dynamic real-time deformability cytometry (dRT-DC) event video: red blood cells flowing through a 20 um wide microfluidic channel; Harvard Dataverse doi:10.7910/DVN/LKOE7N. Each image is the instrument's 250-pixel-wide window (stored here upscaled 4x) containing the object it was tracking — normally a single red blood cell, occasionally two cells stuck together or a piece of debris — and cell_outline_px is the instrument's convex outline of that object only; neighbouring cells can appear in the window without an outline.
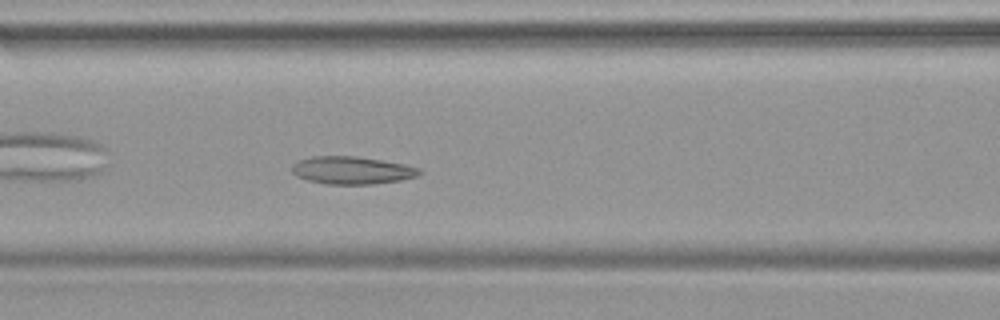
{"species": "common noctule bat (a hibernating species)", "species_latin": "Nyctalus noctula", "temperature_condition": "warm", "stored_images_in_passage": 32, "camera_frame_rate_fps": 3000, "um_per_image_px": 0.085, "animal": {"sex": "female", "body_mass_g": 19.9}, "frame": {"image": 1, "passage_image": 10, "time_ms": 3.0, "image_size_px": [1000, 320], "cell_outline_px": [[420, 172], [416, 176], [400, 180], [372, 184], [324, 184], [308, 180], [296, 176], [292, 172], [292, 164], [300, 160], [312, 156], [356, 156], [404, 164], [420, 168]], "centroid_in_image_um": [29.88, 14.47], "position_along_channel_um": 136.7, "area_um2": 20.4}}
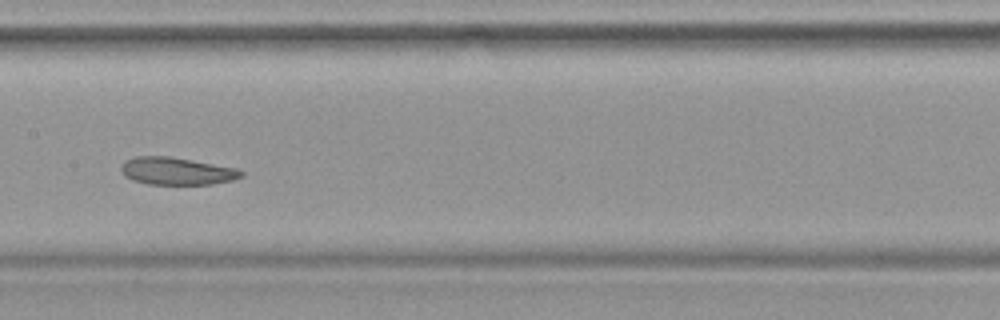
{"frame": {"image": 2, "passage_image": 14, "time_ms": 4.333, "image_size_px": [1000, 320], "cell_outline_px": [[244, 176], [232, 180], [212, 184], [148, 184], [132, 180], [124, 176], [120, 168], [124, 160], [136, 156], [168, 156], [236, 168], [244, 172]], "centroid_in_image_um": [14.99, 14.54], "position_along_channel_um": 192.4, "area_um2": 19.19}}